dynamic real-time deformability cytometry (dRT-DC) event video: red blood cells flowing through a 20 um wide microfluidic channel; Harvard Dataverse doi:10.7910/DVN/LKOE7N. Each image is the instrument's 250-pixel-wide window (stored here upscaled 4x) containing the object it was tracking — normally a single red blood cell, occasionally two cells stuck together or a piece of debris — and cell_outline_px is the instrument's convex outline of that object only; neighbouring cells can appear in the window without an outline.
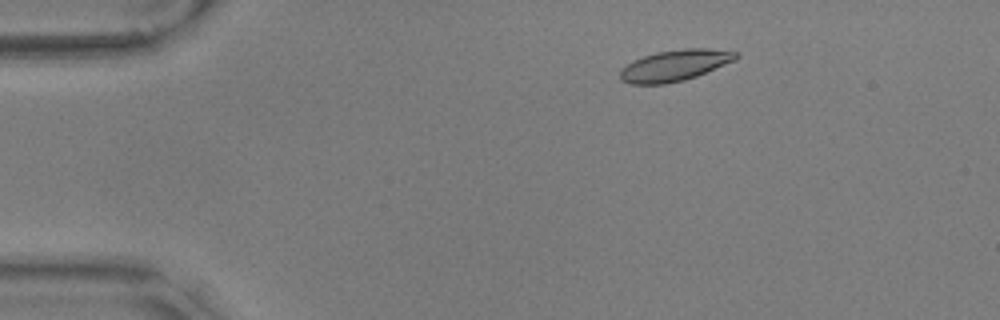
{"species": "common noctule bat (a hibernating species)", "species_latin": "Nyctalus noctula", "temperature_condition": "warm", "stored_images_in_passage": 55, "camera_frame_rate_fps": 3000, "um_per_image_px": 0.085, "animal": {"sex": "male", "body_mass_g": 17.9, "forearm_length_mm": 54.2}, "frame": {"image": 1, "passage_image": 8, "time_ms": 2.333, "image_size_px": [1000, 320], "cell_outline_px": [[740, 56], [736, 60], [696, 76], [684, 80], [664, 84], [628, 84], [620, 80], [620, 72], [632, 60], [656, 52], [684, 48], [708, 48], [740, 52]], "centroid_in_image_um": [57.39, 5.55], "position_along_channel_um": 27.6, "area_um2": 21.1}}
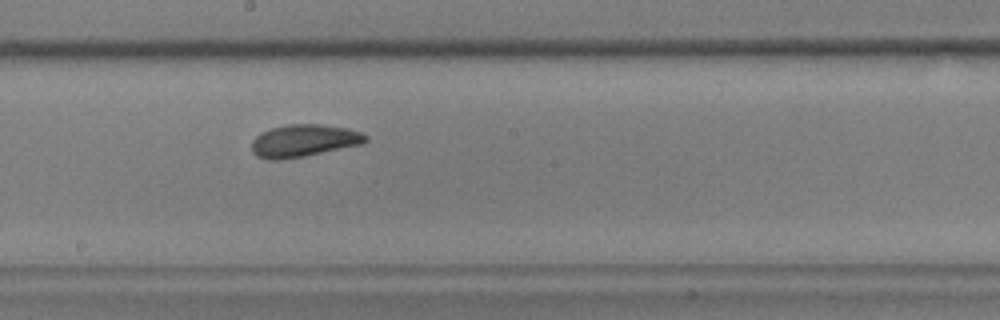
{"frame": {"image": 2, "passage_image": 30, "time_ms": 9.667, "image_size_px": [1000, 320], "cell_outline_px": [[368, 140], [360, 144], [304, 156], [280, 160], [268, 160], [256, 156], [252, 152], [252, 140], [260, 132], [272, 128], [288, 124], [320, 124], [348, 128], [360, 132], [368, 136]], "centroid_in_image_um": [25.79, 11.95], "position_along_channel_um": 222.4, "area_um2": 21.44}}
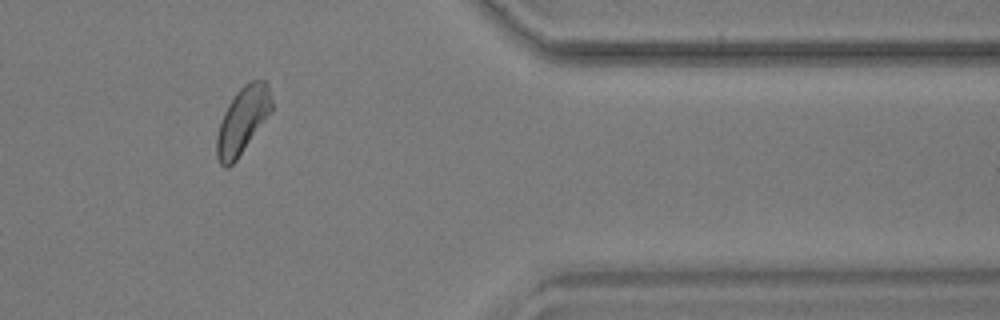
{"frame": {"image": 3, "passage_image": 46, "time_ms": 15.0, "image_size_px": [1000, 320], "cell_outline_px": [[272, 112], [236, 160], [228, 168], [224, 168], [220, 164], [216, 156], [216, 136], [224, 112], [228, 104], [236, 92], [244, 84], [252, 80], [264, 80], [268, 84], [272, 100]], "centroid_in_image_um": [20.62, 10.24], "position_along_channel_um": 390.8, "area_um2": 21.39}, "authors_computed_cell_mechanics": {"area_um2": 21.097, "velocity_mm_per_s": 3.5379, "shape_relaxation_time_tau1_ms": 2.7594, "shape_relaxation_time_tau2_ms": 2.7021, "deformation_change_tau1": 0.0887, "deformation_change_tau2": 0.0754}}